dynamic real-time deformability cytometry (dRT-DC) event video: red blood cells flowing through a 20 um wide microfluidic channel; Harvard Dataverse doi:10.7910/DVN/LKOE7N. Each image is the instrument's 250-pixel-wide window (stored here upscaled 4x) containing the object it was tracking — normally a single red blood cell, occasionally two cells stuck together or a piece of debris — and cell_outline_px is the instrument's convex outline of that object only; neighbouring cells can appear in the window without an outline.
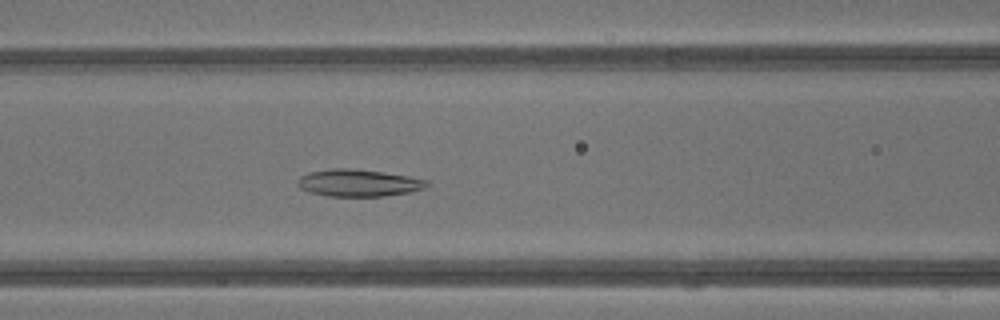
{"species": "common noctule bat (a hibernating species)", "species_latin": "Nyctalus noctula", "temperature_condition": "warm", "stored_images_in_passage": 38, "camera_frame_rate_fps": 3000, "um_per_image_px": 0.085, "animal": {"sex": "male", "body_mass_g": 13.3}, "frame": {"image": 1, "passage_image": 14, "time_ms": 4.333, "image_size_px": [1000, 320], "cell_outline_px": [[428, 184], [424, 188], [408, 192], [384, 196], [328, 196], [312, 192], [300, 188], [296, 184], [296, 180], [300, 176], [308, 172], [332, 168], [356, 168], [384, 172], [408, 176], [428, 180]], "centroid_in_image_um": [30.44, 15.53], "position_along_channel_um": 136.2, "area_um2": 20.46}}
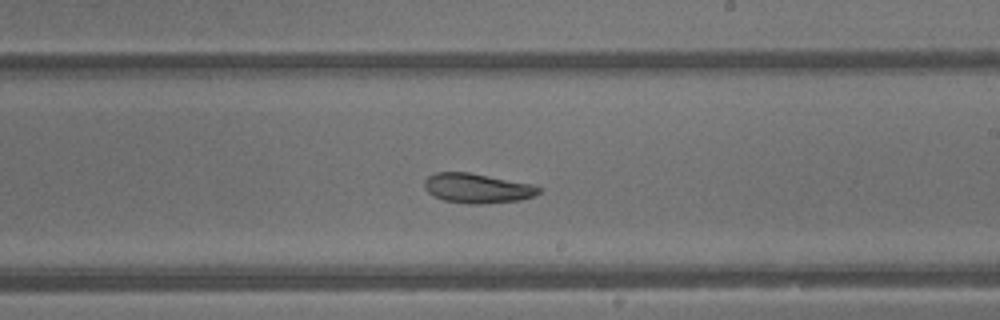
{"frame": {"image": 2, "passage_image": 21, "time_ms": 6.667, "image_size_px": [1000, 320], "cell_outline_px": [[544, 188], [540, 192], [532, 196], [520, 200], [484, 204], [468, 204], [444, 200], [432, 196], [424, 188], [424, 180], [428, 176], [436, 172], [468, 172], [532, 184]], "centroid_in_image_um": [40.55, 16.0], "position_along_channel_um": 248.4, "area_um2": 19.88}}
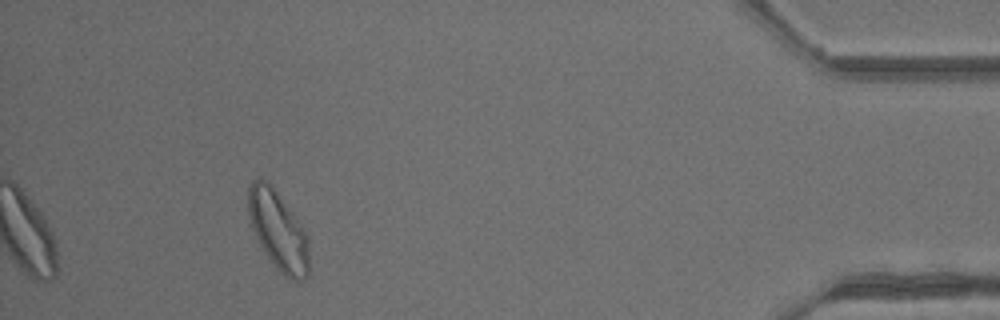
{"frame": {"image": 3, "passage_image": 35, "time_ms": 11.333, "image_size_px": [1000, 320], "cell_outline_px": [[308, 276], [304, 280], [292, 280], [284, 276], [272, 264], [256, 240], [248, 216], [248, 188], [252, 180], [268, 180], [308, 236]], "centroid_in_image_um": [23.61, 19.63], "position_along_channel_um": 411.6, "area_um2": 27.86}, "authors_computed_cell_mechanics": {"area_um2": 23.0044, "velocity_mm_per_s": 4.8213, "shape_relaxation_time_tau1_ms": null, "shape_relaxation_time_tau2_ms": 7.0883, "deformation_change_tau1": null, "deformation_change_tau2": 0.1443}}